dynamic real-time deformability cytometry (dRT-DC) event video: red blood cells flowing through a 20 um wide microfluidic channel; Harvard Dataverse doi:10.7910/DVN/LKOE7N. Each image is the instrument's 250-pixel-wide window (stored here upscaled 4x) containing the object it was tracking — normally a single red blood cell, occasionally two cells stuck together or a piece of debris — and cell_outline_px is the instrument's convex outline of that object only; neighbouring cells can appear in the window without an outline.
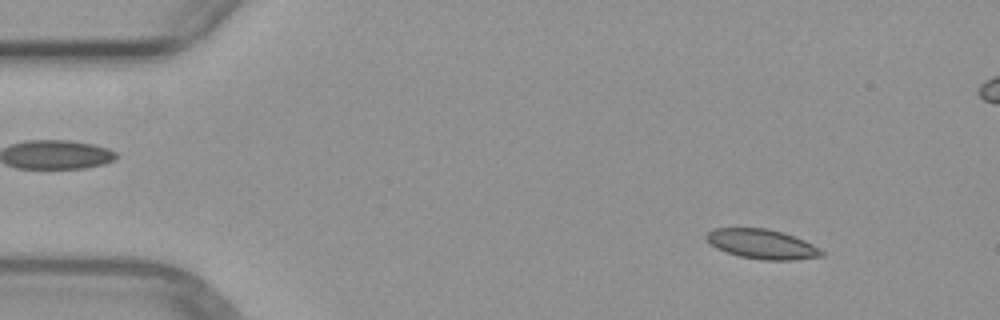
{"species": "common noctule bat (a hibernating species)", "species_latin": "Nyctalus noctula", "temperature_condition": "warm", "stored_images_in_passage": 4, "camera_frame_rate_fps": 3000, "um_per_image_px": 0.085, "animal": {"sex": "female", "body_mass_g": 29.2, "forearm_length_mm": 56.3}, "frame": {"image": 1, "passage_image": 1, "time_ms": 0.0, "image_size_px": [1000, 320], "cell_outline_px": [[824, 256], [792, 260], [764, 260], [740, 256], [716, 248], [704, 236], [712, 228], [768, 228], [784, 232], [804, 240], [812, 244], [824, 252]], "centroid_in_image_um": [64.79, 20.74], "position_along_channel_um": 20.2, "area_um2": 19.83}}